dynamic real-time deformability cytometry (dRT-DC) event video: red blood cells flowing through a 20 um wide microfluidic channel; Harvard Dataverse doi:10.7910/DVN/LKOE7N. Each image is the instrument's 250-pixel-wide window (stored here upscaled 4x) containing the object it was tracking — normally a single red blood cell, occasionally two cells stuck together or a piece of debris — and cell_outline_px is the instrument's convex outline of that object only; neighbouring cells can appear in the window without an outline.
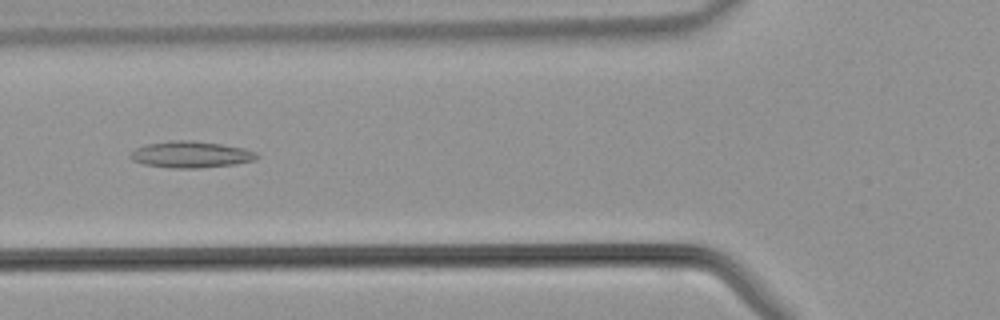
{"species": "common noctule bat (a hibernating species)", "species_latin": "Nyctalus noctula", "temperature_condition": "warm", "stored_images_in_passage": 41, "camera_frame_rate_fps": 3000, "um_per_image_px": 0.085, "animal": {"sex": "male", "body_mass_g": 21.5, "forearm_length_mm": 52.0}, "frame": {"image": 1, "passage_image": 14, "time_ms": 4.333, "image_size_px": [1000, 320], "cell_outline_px": [[260, 156], [256, 160], [236, 164], [200, 168], [172, 168], [144, 164], [132, 160], [128, 156], [136, 148], [144, 144], [172, 140], [192, 140], [220, 144], [244, 148], [256, 152]], "centroid_in_image_um": [16.23, 13.13], "position_along_channel_um": 109.6, "area_um2": 19.65}}
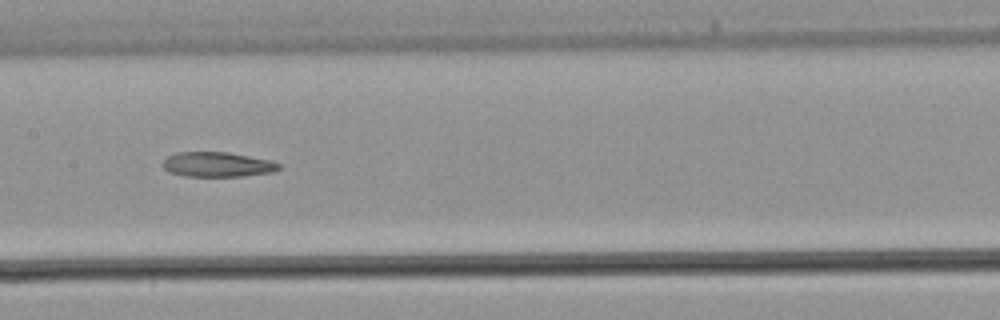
{"frame": {"image": 2, "passage_image": 19, "time_ms": 6.0, "image_size_px": [1000, 320], "cell_outline_px": [[280, 168], [272, 172], [244, 176], [184, 176], [168, 172], [160, 164], [168, 156], [176, 152], [228, 152], [268, 160], [280, 164]], "centroid_in_image_um": [18.42, 13.98], "position_along_channel_um": 189.0, "area_um2": 16.76}}
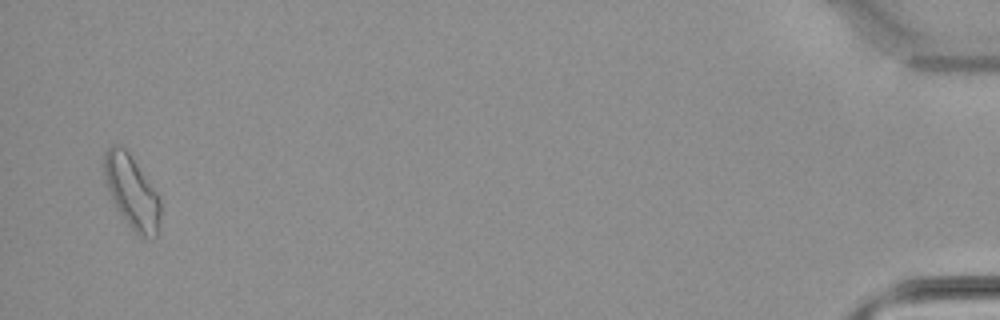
{"frame": {"image": 3, "passage_image": 40, "time_ms": 13.0, "image_size_px": [1000, 320], "cell_outline_px": [[160, 224], [156, 236], [140, 236], [132, 228], [116, 208], [112, 200], [108, 188], [104, 172], [104, 152], [112, 144], [116, 144], [124, 148], [128, 152], [156, 192], [160, 200]], "centroid_in_image_um": [11.2, 16.3], "position_along_channel_um": 424.0, "area_um2": 23.29}}